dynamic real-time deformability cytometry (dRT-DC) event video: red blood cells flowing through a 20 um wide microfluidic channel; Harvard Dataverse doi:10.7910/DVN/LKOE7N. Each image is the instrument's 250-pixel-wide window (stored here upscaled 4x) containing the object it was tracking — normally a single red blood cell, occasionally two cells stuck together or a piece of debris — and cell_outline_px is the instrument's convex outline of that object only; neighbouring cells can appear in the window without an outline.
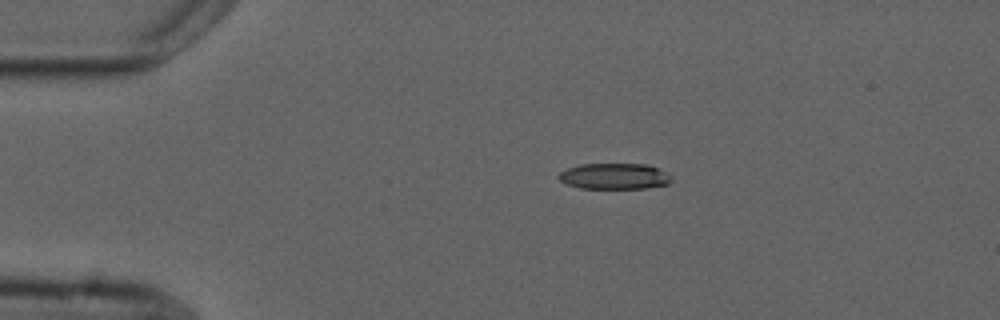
{"species": "common noctule bat (a hibernating species)", "species_latin": "Nyctalus noctula", "temperature_condition": "cold", "stored_images_in_passage": 3, "camera_frame_rate_fps": 3000, "um_per_image_px": 0.085, "animal": {"sex": "male", "forearm_length_mm": 52.5}, "frame": {"image": 1, "passage_image": 1, "time_ms": 0.0, "image_size_px": [1000, 320], "cell_outline_px": [[672, 180], [668, 184], [648, 188], [580, 188], [564, 184], [556, 176], [560, 172], [568, 168], [580, 164], [644, 164], [656, 168], [672, 176]], "centroid_in_image_um": [52.19, 14.99], "position_along_channel_um": 32.8, "area_um2": 17.05}}
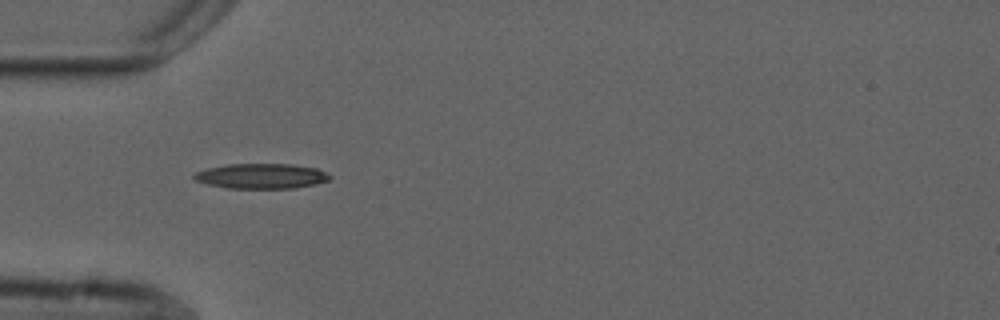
{"frame": {"image": 2, "passage_image": 3, "time_ms": 2.0, "image_size_px": [1000, 320], "cell_outline_px": [[332, 176], [328, 180], [296, 188], [228, 188], [208, 184], [196, 180], [192, 176], [196, 172], [208, 168], [228, 164], [292, 164], [316, 168]], "centroid_in_image_um": [22.2, 14.96], "position_along_channel_um": 62.8, "area_um2": 19.59}}